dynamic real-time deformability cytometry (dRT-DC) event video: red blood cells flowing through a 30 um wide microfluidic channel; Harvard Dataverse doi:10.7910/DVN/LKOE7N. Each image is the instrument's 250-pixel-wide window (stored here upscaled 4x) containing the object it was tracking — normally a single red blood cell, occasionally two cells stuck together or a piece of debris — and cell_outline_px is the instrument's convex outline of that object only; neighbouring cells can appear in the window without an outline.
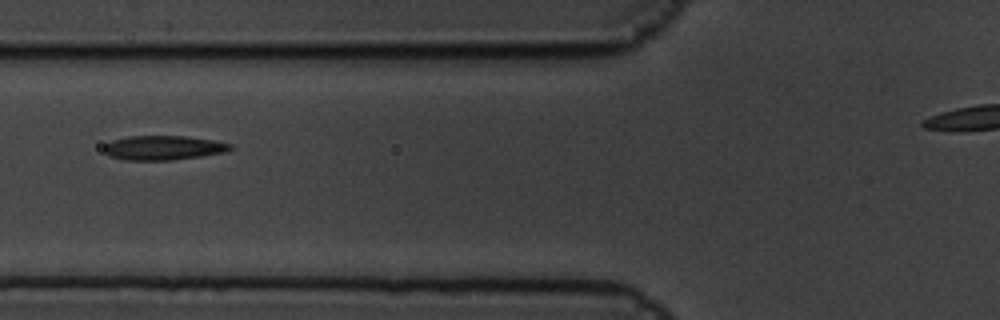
{"species": "common noctule bat (a hibernating species)", "species_latin": "Nyctalus noctula", "temperature_condition": "cold", "stored_images_in_passage": 9, "camera_frame_rate_fps": 3000, "um_per_image_px": 0.085, "animal": {"sex": "male", "body_mass_g": 19.5, "forearm_length_mm": 54.6}, "frame": {"image": 1, "passage_image": 7, "time_ms": 2.0, "image_size_px": [1000, 320], "cell_outline_px": [[232, 148], [224, 152], [200, 156], [172, 160], [124, 160], [108, 156], [104, 152], [104, 144], [112, 140], [128, 136], [188, 136], [212, 140], [232, 144]], "centroid_in_image_um": [13.83, 12.56], "position_along_channel_um": 112.0, "area_um2": 17.98}}
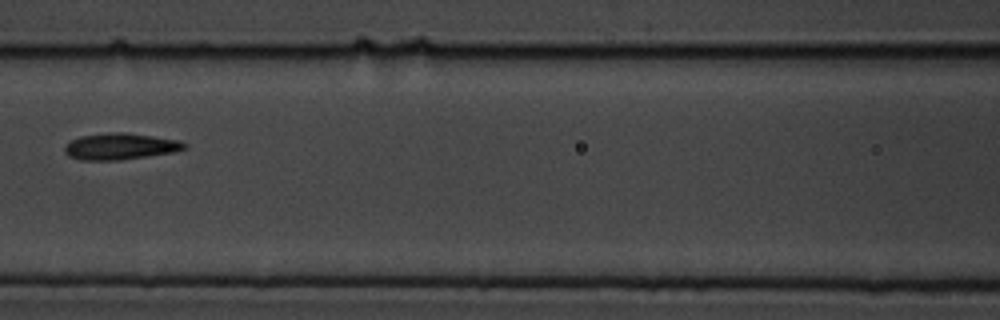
{"frame": {"image": 2, "passage_image": 8, "time_ms": 2.333, "image_size_px": [1000, 320], "cell_outline_px": [[188, 148], [176, 152], [120, 160], [80, 160], [68, 156], [64, 152], [64, 148], [68, 140], [80, 136], [108, 132], [124, 132], [180, 140], [188, 144]], "centroid_in_image_um": [10.22, 12.44], "position_along_channel_um": 156.4, "area_um2": 18.79}}
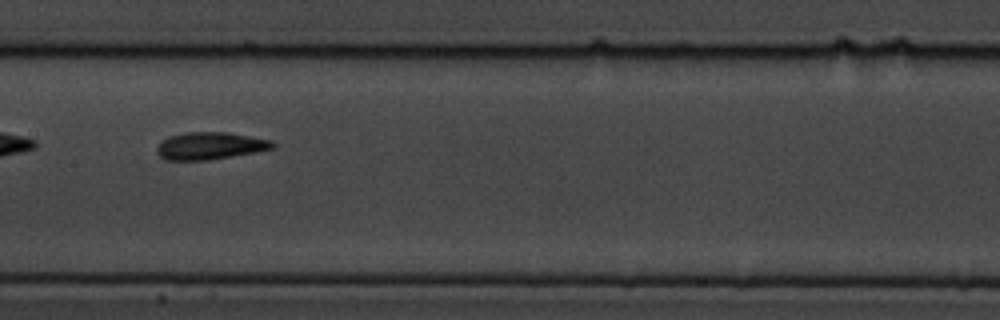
{"frame": {"image": 3, "passage_image": 9, "time_ms": 2.667, "image_size_px": [1000, 320], "cell_outline_px": [[276, 148], [256, 152], [208, 160], [164, 160], [156, 152], [156, 148], [168, 136], [188, 132], [228, 132], [272, 140], [276, 144]], "centroid_in_image_um": [17.89, 12.39], "position_along_channel_um": 189.5, "area_um2": 18.5}}